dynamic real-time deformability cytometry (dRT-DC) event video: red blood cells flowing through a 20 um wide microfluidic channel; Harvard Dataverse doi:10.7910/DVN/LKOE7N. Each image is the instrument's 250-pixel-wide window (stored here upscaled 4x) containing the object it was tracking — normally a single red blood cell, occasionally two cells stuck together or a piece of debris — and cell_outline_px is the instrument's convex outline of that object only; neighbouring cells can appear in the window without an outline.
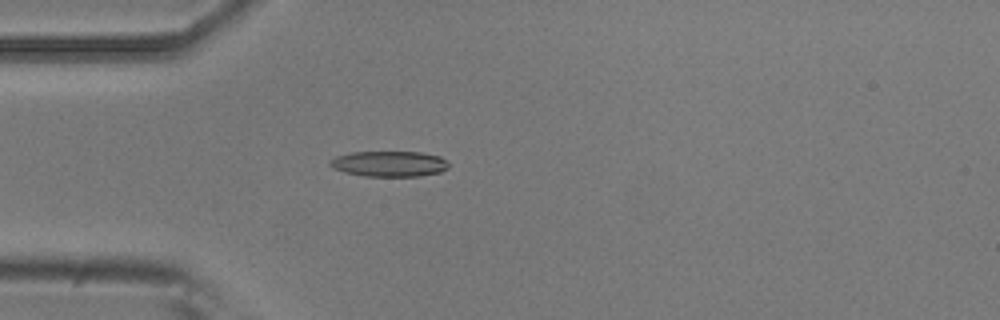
{"species": "common noctule bat (a hibernating species)", "species_latin": "Nyctalus noctula", "temperature_condition": "room temperature", "stored_images_in_passage": 4, "camera_frame_rate_fps": 3000, "um_per_image_px": 0.085, "animal": {"sex": "male", "body_mass_g": 20.5, "forearm_length_mm": 52.5}, "frame": {"image": 1, "passage_image": 4, "time_ms": 1.0, "image_size_px": [1000, 320], "cell_outline_px": [[448, 168], [440, 172], [420, 176], [364, 176], [344, 172], [332, 168], [328, 164], [328, 160], [336, 156], [352, 152], [420, 152], [440, 156], [448, 160]], "centroid_in_image_um": [33.07, 13.92], "position_along_channel_um": 51.9, "area_um2": 17.86}}